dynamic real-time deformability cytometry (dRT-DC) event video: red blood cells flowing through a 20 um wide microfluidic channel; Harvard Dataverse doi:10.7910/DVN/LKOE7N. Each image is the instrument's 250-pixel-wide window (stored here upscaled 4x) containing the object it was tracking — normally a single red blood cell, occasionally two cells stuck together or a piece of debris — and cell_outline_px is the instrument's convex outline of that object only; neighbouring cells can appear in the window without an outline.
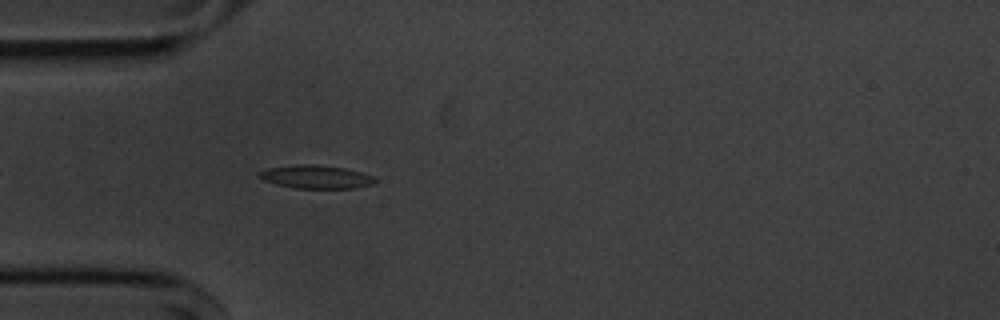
{"species": "common noctule bat (a hibernating species)", "species_latin": "Nyctalus noctula", "temperature_condition": "cold", "stored_images_in_passage": 44, "camera_frame_rate_fps": 3000, "um_per_image_px": 0.085, "animal": {"sex": "male", "body_mass_g": 20.1, "forearm_length_mm": 53.5}, "frame": {"image": 1, "passage_image": 5, "time_ms": 1.333, "image_size_px": [1000, 320], "cell_outline_px": [[376, 180], [372, 184], [356, 188], [296, 188], [276, 184], [264, 180], [256, 176], [260, 172], [268, 168], [300, 164], [312, 164], [344, 168], [376, 176]], "centroid_in_image_um": [26.87, 15.03], "position_along_channel_um": 58.1, "area_um2": 15.61}}
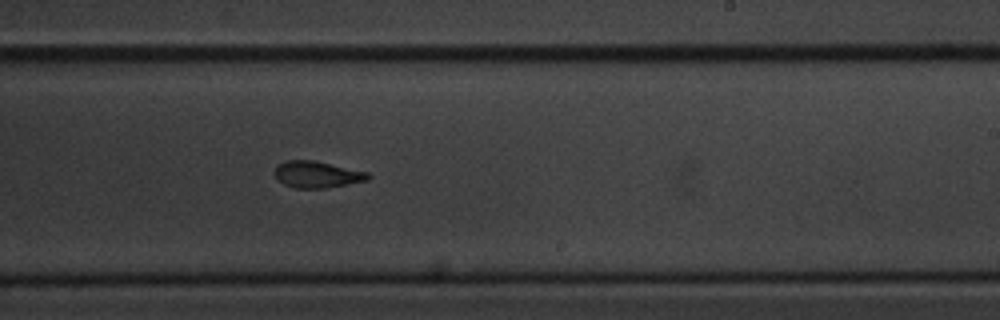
{"frame": {"image": 2, "passage_image": 22, "time_ms": 7.0, "image_size_px": [1000, 320], "cell_outline_px": [[372, 176], [368, 180], [324, 188], [296, 188], [284, 184], [276, 180], [272, 172], [280, 164], [288, 160], [312, 160], [368, 172]], "centroid_in_image_um": [26.92, 14.83], "position_along_channel_um": 262.1, "area_um2": 14.39}}
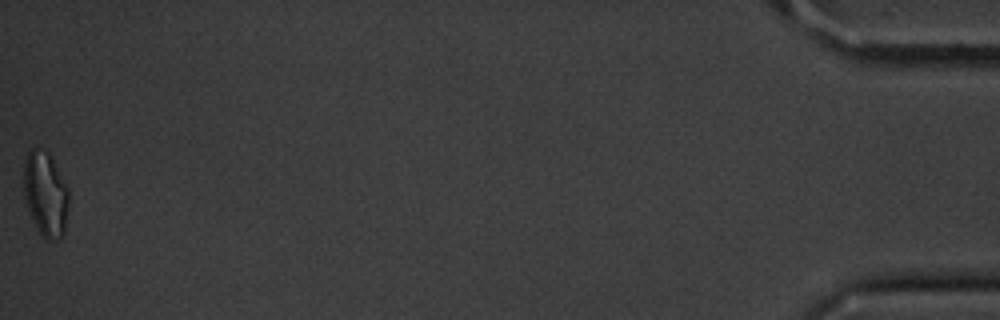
{"frame": {"image": 3, "passage_image": 44, "time_ms": 14.333, "image_size_px": [1000, 320], "cell_outline_px": [[68, 204], [64, 232], [60, 236], [52, 240], [48, 240], [40, 232], [28, 212], [24, 196], [24, 160], [28, 152], [32, 148], [36, 148], [48, 152], [68, 188]], "centroid_in_image_um": [3.85, 16.47], "position_along_channel_um": 431.4, "area_um2": 21.85}, "authors_computed_cell_mechanics": {"area_um2": 15.317, "velocity_mm_per_s": 3.649, "shape_relaxation_time_tau1_ms": 4.0572, "shape_relaxation_time_tau2_ms": 2.8157, "deformation_change_tau1": 0.1273, "deformation_change_tau2": 0.0894}}